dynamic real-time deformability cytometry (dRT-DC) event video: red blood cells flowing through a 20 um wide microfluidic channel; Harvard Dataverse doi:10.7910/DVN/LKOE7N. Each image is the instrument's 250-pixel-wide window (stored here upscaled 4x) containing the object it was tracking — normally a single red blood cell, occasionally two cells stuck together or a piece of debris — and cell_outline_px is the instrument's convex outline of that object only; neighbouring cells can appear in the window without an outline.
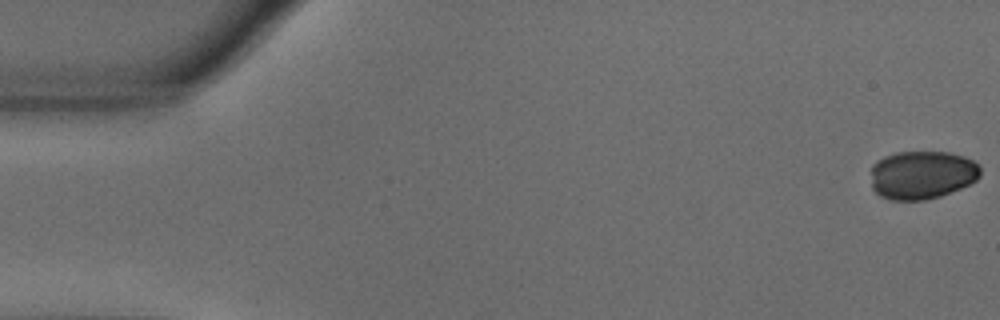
{"species": "common noctule bat (a hibernating species)", "species_latin": "Nyctalus noctula", "temperature_condition": "warm", "stored_images_in_passage": 52, "camera_frame_rate_fps": 3000, "um_per_image_px": 0.085, "animal": {"sex": "male", "body_mass_g": 18.8}, "frame": {"image": 1, "passage_image": 1, "time_ms": 0.0, "image_size_px": [1000, 320], "cell_outline_px": [[980, 176], [976, 180], [960, 188], [940, 196], [924, 200], [892, 200], [880, 196], [872, 188], [872, 164], [876, 160], [884, 156], [896, 152], [948, 152], [964, 156], [972, 160], [980, 168]], "centroid_in_image_um": [78.35, 14.86], "position_along_channel_um": 6.7, "area_um2": 30.87}}
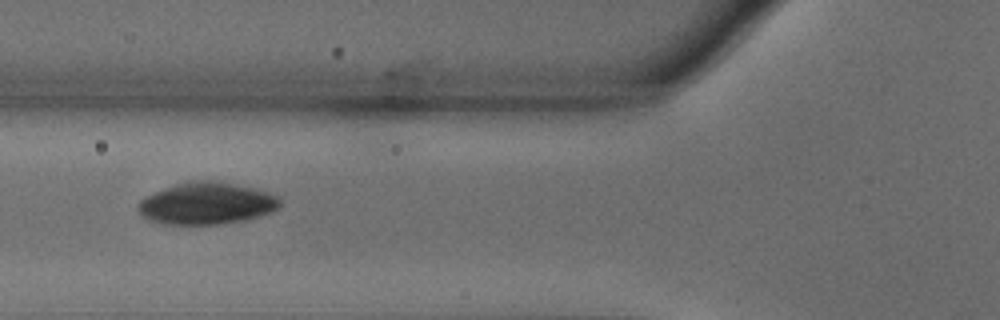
{"frame": {"image": 2, "passage_image": 21, "time_ms": 6.667, "image_size_px": [1000, 320], "cell_outline_px": [[280, 204], [276, 208], [260, 216], [244, 220], [216, 224], [164, 224], [148, 220], [136, 208], [136, 204], [140, 200], [164, 188], [176, 184], [196, 180], [212, 180], [252, 188], [268, 192], [276, 196], [280, 200]], "centroid_in_image_um": [17.52, 17.29], "position_along_channel_um": 108.3, "area_um2": 34.16}}
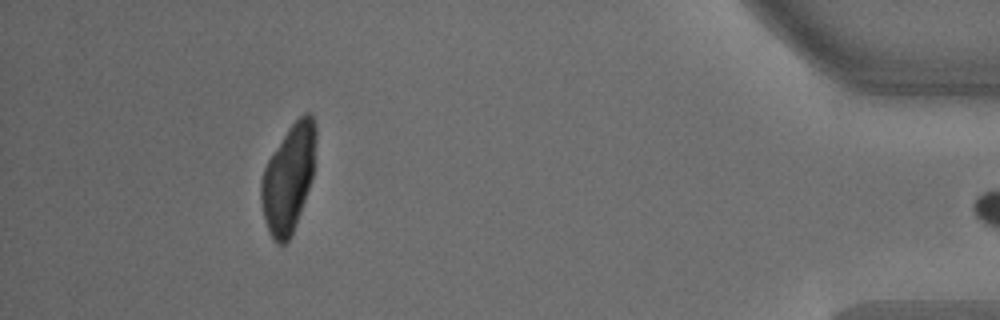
{"frame": {"image": 3, "passage_image": 51, "time_ms": 16.667, "image_size_px": [1000, 320], "cell_outline_px": [[316, 140], [312, 176], [292, 236], [284, 244], [276, 244], [272, 240], [268, 232], [264, 220], [260, 200], [260, 180], [264, 168], [268, 160], [288, 128], [304, 112], [312, 112], [316, 124]], "centroid_in_image_um": [24.5, 15.16], "position_along_channel_um": 410.7, "area_um2": 34.39}}